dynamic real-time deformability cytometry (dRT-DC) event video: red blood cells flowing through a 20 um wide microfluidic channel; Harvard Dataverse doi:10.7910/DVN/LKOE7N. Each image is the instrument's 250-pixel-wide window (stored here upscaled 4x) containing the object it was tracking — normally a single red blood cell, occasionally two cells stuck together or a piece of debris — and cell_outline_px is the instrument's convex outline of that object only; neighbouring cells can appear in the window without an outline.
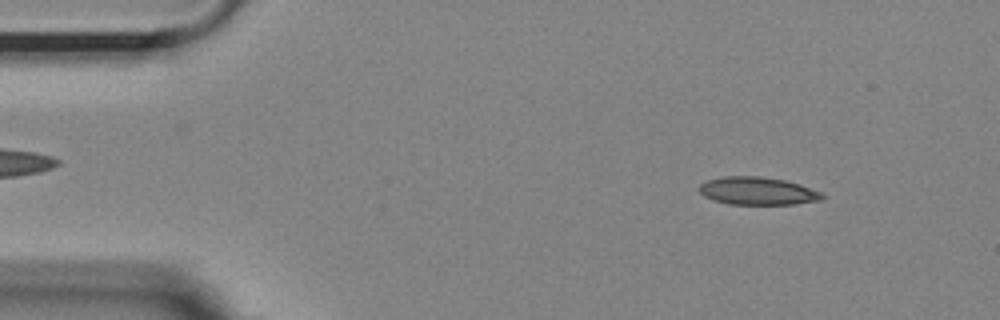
{"species": "Egyptian fruit bat (a non-hibernating species)", "species_latin": "Rousettus aegyptiacus", "temperature_condition": "room temperature", "stored_images_in_passage": 53, "camera_frame_rate_fps": 3000, "um_per_image_px": 0.085, "animal": {"sex": "female"}, "frame": {"image": 1, "passage_image": 5, "time_ms": 1.333, "image_size_px": [1000, 320], "cell_outline_px": [[824, 196], [820, 200], [796, 204], [728, 204], [712, 200], [704, 196], [700, 192], [700, 184], [708, 180], [724, 176], [760, 176], [784, 180], [800, 184], [824, 192]], "centroid_in_image_um": [64.42, 16.23], "position_along_channel_um": 20.6, "area_um2": 20.0}}
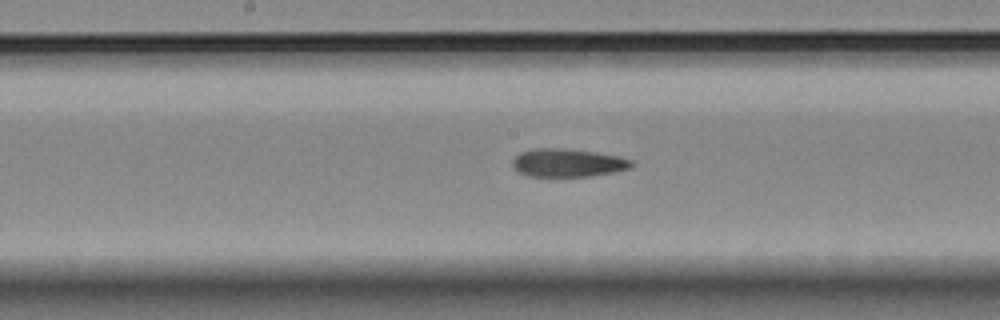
{"frame": {"image": 2, "passage_image": 26, "time_ms": 8.333, "image_size_px": [1000, 320], "cell_outline_px": [[632, 164], [628, 168], [612, 172], [588, 176], [528, 176], [520, 172], [512, 164], [512, 160], [520, 152], [532, 148], [564, 148], [620, 156], [632, 160]], "centroid_in_image_um": [48.22, 13.82], "position_along_channel_um": 200.0, "area_um2": 19.25}}
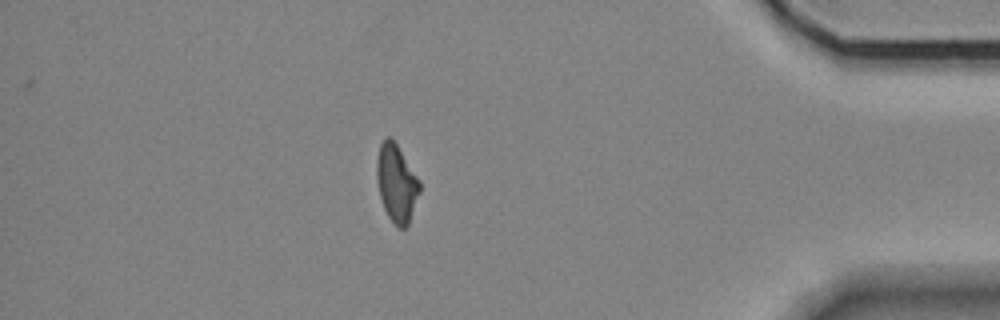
{"frame": {"image": 3, "passage_image": 46, "time_ms": 15.0, "image_size_px": [1000, 320], "cell_outline_px": [[420, 192], [408, 224], [404, 228], [400, 228], [388, 216], [384, 208], [380, 196], [376, 180], [376, 160], [380, 144], [388, 136], [396, 144], [420, 180]], "centroid_in_image_um": [33.69, 15.57], "position_along_channel_um": 401.5, "area_um2": 19.13}, "authors_computed_cell_mechanics": {"area_um2": 19.8832, "velocity_mm_per_s": 3.6297, "shape_relaxation_time_tau1_ms": 4.4761, "shape_relaxation_time_tau2_ms": 3.4757, "deformation_change_tau1": 0.1377, "deformation_change_tau2": 0.1189}}